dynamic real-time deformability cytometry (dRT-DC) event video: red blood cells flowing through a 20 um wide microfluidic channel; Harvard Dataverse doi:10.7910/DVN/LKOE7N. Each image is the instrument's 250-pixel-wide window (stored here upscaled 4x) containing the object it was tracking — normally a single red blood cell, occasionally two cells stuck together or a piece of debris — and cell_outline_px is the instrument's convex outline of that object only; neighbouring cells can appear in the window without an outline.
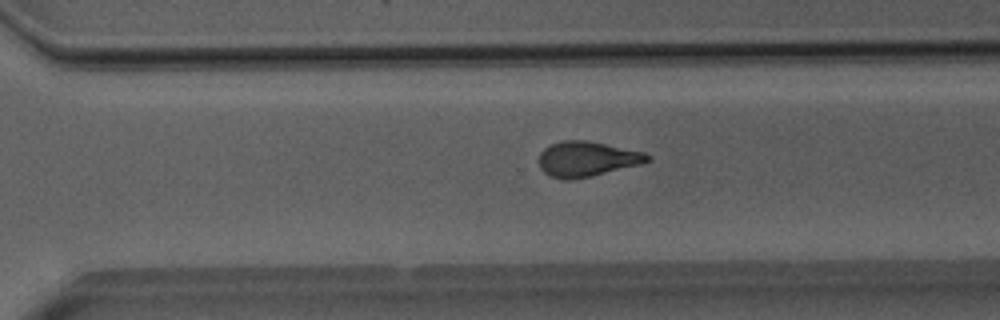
{"species": "Egyptian fruit bat (a non-hibernating species)", "species_latin": "Rousettus aegyptiacus", "temperature_condition": "room temperature", "stored_images_in_passage": 42, "camera_frame_rate_fps": 3000, "um_per_image_px": 0.085, "animal": {"sex": "male"}, "frame": {"image": 1, "passage_image": 36, "time_ms": 11.667, "image_size_px": [1000, 320], "cell_outline_px": [[652, 160], [640, 164], [592, 176], [572, 180], [564, 180], [548, 176], [540, 168], [540, 152], [544, 148], [552, 144], [564, 140], [588, 140], [644, 152], [652, 156]], "centroid_in_image_um": [49.89, 13.52], "position_along_channel_um": 320.7, "area_um2": 22.31}}